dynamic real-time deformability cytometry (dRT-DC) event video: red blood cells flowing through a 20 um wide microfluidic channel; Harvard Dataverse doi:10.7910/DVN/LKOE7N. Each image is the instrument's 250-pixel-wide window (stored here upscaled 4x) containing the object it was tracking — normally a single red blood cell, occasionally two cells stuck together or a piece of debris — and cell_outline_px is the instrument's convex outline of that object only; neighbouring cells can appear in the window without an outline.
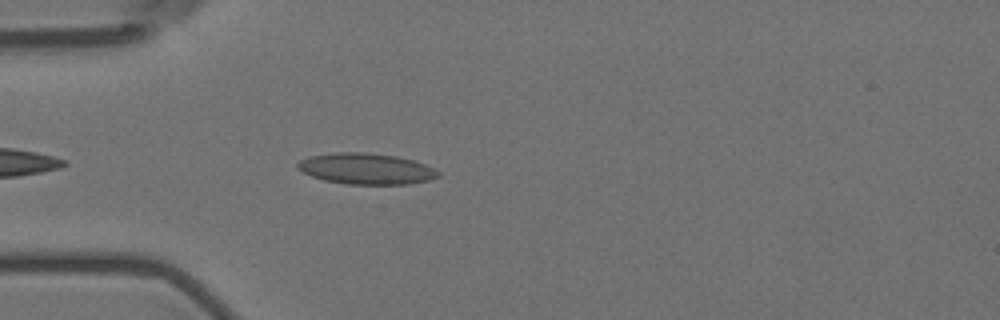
{"species": "Egyptian fruit bat (a non-hibernating species)", "species_latin": "Rousettus aegyptiacus", "temperature_condition": "room temperature", "stored_images_in_passage": 4, "camera_frame_rate_fps": 3000, "um_per_image_px": 0.085, "animal": {"sex": "female"}, "frame": {"image": 1, "passage_image": 4, "time_ms": 4.333, "image_size_px": [1000, 320], "cell_outline_px": [[440, 176], [428, 180], [408, 184], [348, 184], [324, 180], [312, 176], [296, 168], [296, 164], [300, 160], [312, 156], [340, 152], [364, 152], [396, 156], [412, 160], [424, 164], [440, 172]], "centroid_in_image_um": [31.12, 14.34], "position_along_channel_um": 53.9, "area_um2": 25.14}}